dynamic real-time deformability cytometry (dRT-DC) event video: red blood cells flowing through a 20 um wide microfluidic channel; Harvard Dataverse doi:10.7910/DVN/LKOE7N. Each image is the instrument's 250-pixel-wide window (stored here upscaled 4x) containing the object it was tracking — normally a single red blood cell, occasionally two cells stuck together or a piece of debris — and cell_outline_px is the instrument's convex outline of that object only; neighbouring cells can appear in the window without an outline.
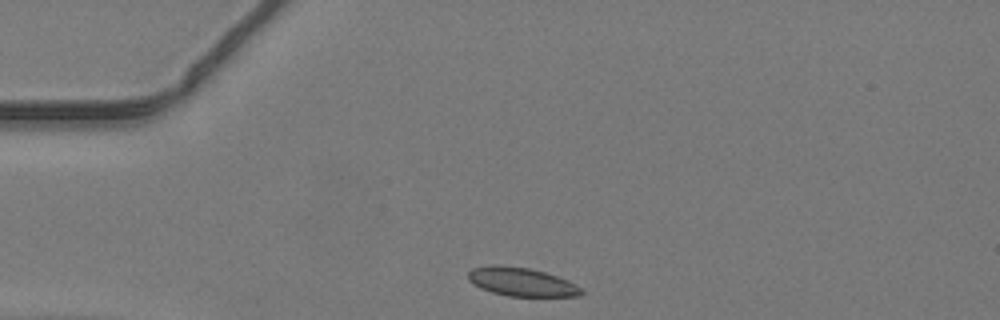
{"species": "common noctule bat (a hibernating species)", "species_latin": "Nyctalus noctula", "temperature_condition": "warm", "stored_images_in_passage": 37, "camera_frame_rate_fps": 3000, "um_per_image_px": 0.085, "animal": {"sex": "male", "body_mass_g": 19.2, "forearm_length_mm": 51.8}, "frame": {"image": 1, "passage_image": 1, "time_ms": 0.0, "image_size_px": [1000, 320], "cell_outline_px": [[584, 292], [580, 296], [508, 296], [492, 292], [480, 288], [472, 284], [468, 280], [468, 272], [472, 268], [492, 264], [496, 264], [528, 268], [544, 272], [568, 280], [576, 284]], "centroid_in_image_um": [44.29, 23.95], "position_along_channel_um": 40.7, "area_um2": 18.9}}
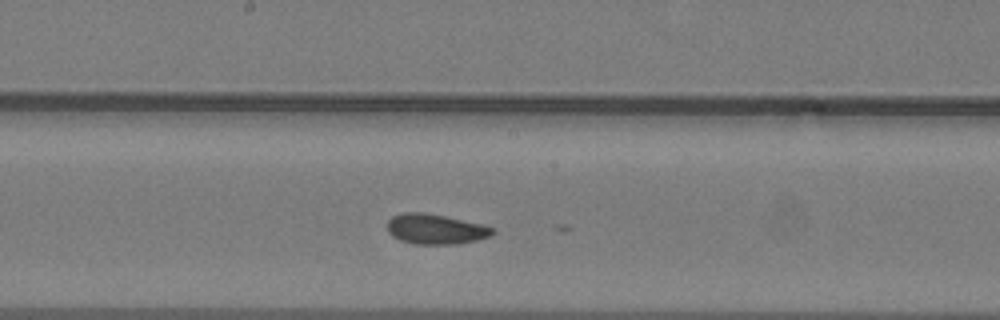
{"frame": {"image": 2, "passage_image": 15, "time_ms": 4.667, "image_size_px": [1000, 320], "cell_outline_px": [[496, 232], [492, 236], [476, 240], [456, 244], [416, 244], [400, 240], [392, 236], [388, 232], [388, 220], [392, 216], [404, 212], [424, 212], [444, 216], [480, 224], [496, 228]], "centroid_in_image_um": [37.03, 19.47], "position_along_channel_um": 211.2, "area_um2": 18.5}}
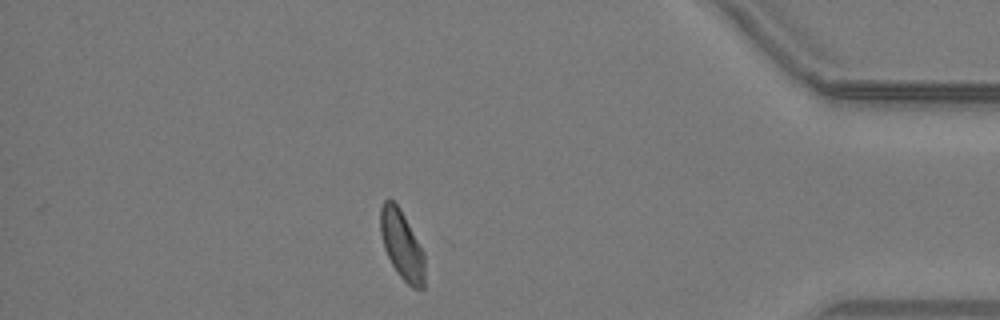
{"frame": {"image": 3, "passage_image": 31, "time_ms": 10.0, "image_size_px": [1000, 320], "cell_outline_px": [[424, 288], [412, 288], [400, 276], [392, 264], [384, 248], [380, 232], [380, 208], [384, 200], [388, 196], [400, 208], [424, 252]], "centroid_in_image_um": [34.14, 20.79], "position_along_channel_um": 401.1, "area_um2": 17.74}}